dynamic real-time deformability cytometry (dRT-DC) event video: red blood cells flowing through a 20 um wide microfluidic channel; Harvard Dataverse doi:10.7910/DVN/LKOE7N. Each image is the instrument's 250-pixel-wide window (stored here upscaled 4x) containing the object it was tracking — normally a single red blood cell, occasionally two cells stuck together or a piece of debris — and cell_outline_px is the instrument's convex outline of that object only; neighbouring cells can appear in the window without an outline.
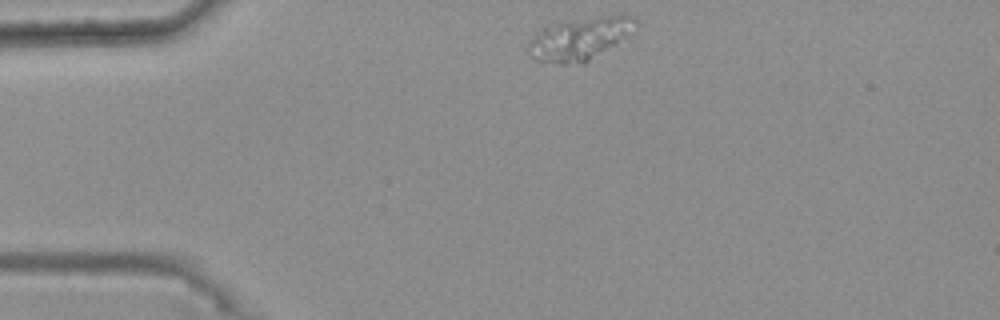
{"species": "common noctule bat (a hibernating species)", "species_latin": "Nyctalus noctula", "temperature_condition": "warm", "stored_images_in_passage": 41, "camera_frame_rate_fps": 3000, "um_per_image_px": 0.085, "animal": {"sex": "female", "body_mass_g": 25.1}, "frame": {"image": 1, "passage_image": 1, "time_ms": 0.0, "image_size_px": [1000, 320], "cell_outline_px": [[640, 24], [636, 32], [584, 64], [560, 64], [536, 60], [528, 52], [528, 44], [544, 28], [564, 20], [620, 12], [624, 12], [636, 16]], "centroid_in_image_um": [49.47, 3.23], "position_along_channel_um": 35.5, "area_um2": 27.69}}
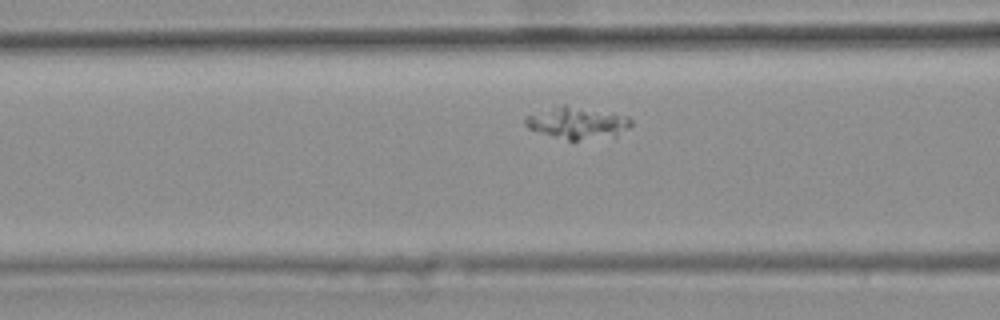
{"frame": {"image": 2, "passage_image": 11, "time_ms": 3.333, "image_size_px": [1000, 320], "cell_outline_px": [[632, 124], [628, 128], [616, 136], [576, 140], [568, 140], [540, 132], [528, 128], [524, 124], [524, 116], [564, 104], [628, 116], [632, 120]], "centroid_in_image_um": [49.07, 10.44], "position_along_channel_um": 117.5, "area_um2": 19.42}}
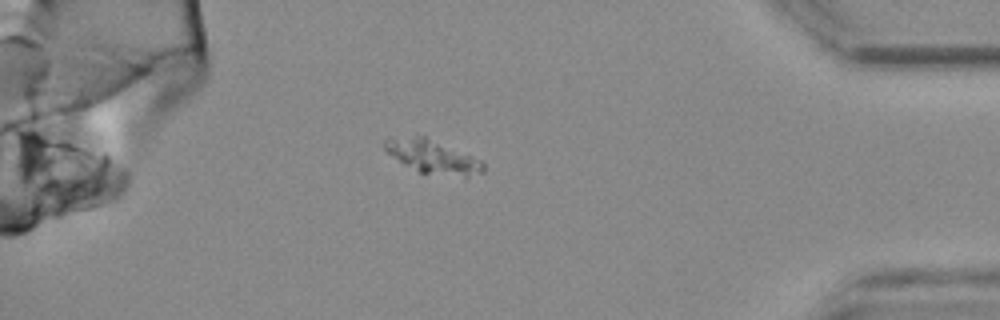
{"frame": {"image": 3, "passage_image": 37, "time_ms": 12.0, "image_size_px": [1000, 320], "cell_outline_px": [[484, 172], [464, 180], [420, 172], [404, 164], [388, 152], [384, 148], [384, 140], [416, 136], [424, 136], [480, 160], [484, 164]], "centroid_in_image_um": [36.87, 13.4], "position_along_channel_um": 398.3, "area_um2": 19.07}}